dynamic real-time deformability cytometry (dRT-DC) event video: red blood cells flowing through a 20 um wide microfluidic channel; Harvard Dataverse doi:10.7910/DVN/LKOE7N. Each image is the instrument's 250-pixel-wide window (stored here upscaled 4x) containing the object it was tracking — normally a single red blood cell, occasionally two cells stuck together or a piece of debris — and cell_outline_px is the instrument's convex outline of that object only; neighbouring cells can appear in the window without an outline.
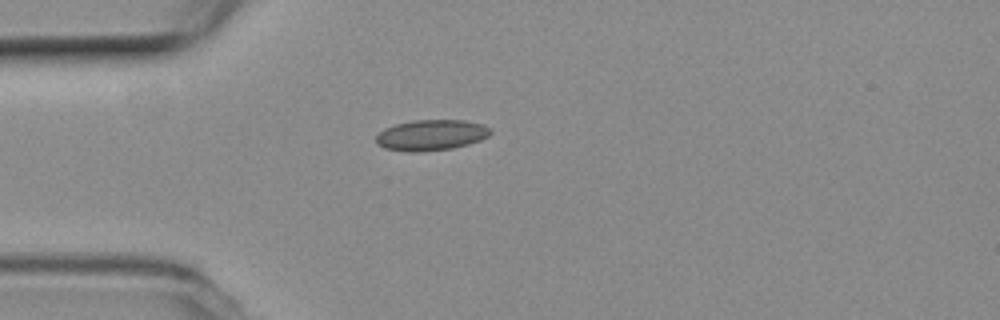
{"species": "common noctule bat (a hibernating species)", "species_latin": "Nyctalus noctula", "temperature_condition": "room temperature", "stored_images_in_passage": 28, "camera_frame_rate_fps": 3000, "um_per_image_px": 0.085, "animal": {"sex": "female", "body_mass_g": 19.3, "forearm_length_mm": 54.1}, "frame": {"image": 1, "passage_image": 1, "time_ms": 0.0, "image_size_px": [1000, 320], "cell_outline_px": [[492, 132], [488, 136], [480, 140], [468, 144], [452, 148], [420, 152], [408, 152], [384, 148], [376, 144], [376, 136], [384, 128], [396, 124], [416, 120], [464, 120], [484, 124], [492, 128]], "centroid_in_image_um": [36.66, 11.48], "position_along_channel_um": 48.3, "area_um2": 20.63}}
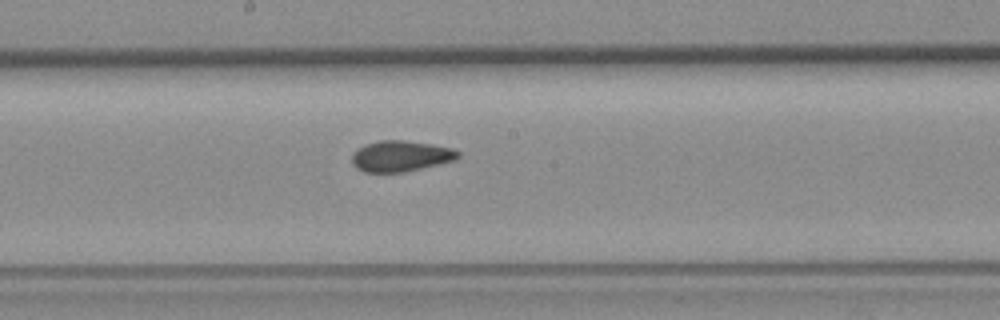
{"frame": {"image": 2, "passage_image": 15, "time_ms": 4.667, "image_size_px": [1000, 320], "cell_outline_px": [[460, 156], [456, 160], [404, 172], [364, 172], [356, 168], [352, 164], [352, 152], [368, 144], [380, 140], [404, 140], [452, 148], [460, 152]], "centroid_in_image_um": [34.06, 13.28], "position_along_channel_um": 214.1, "area_um2": 18.96}}
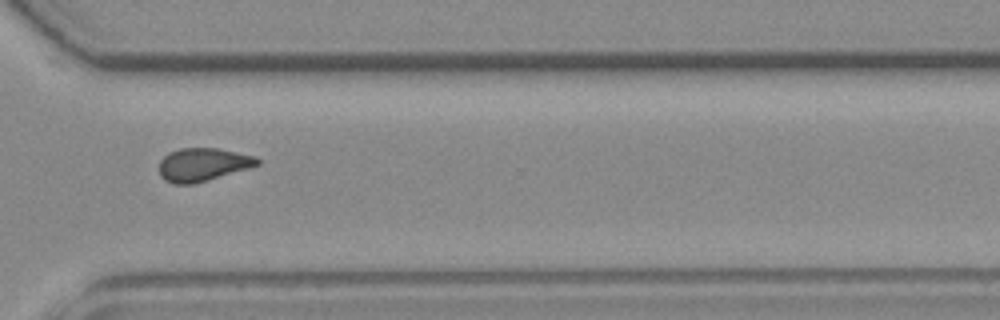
{"frame": {"image": 3, "passage_image": 26, "time_ms": 8.333, "image_size_px": [1000, 320], "cell_outline_px": [[260, 164], [248, 168], [192, 184], [172, 184], [164, 180], [160, 176], [160, 160], [168, 152], [180, 148], [220, 148], [256, 156], [260, 160]], "centroid_in_image_um": [17.23, 13.97], "position_along_channel_um": 353.4, "area_um2": 18.96}, "authors_computed_cell_mechanics": {"area_um2": 19.2474, "velocity_mm_per_s": 3.7962, "shape_relaxation_time_tau1_ms": null, "shape_relaxation_time_tau2_ms": 2.7679, "deformation_change_tau1": null, "deformation_change_tau2": 0.085}}